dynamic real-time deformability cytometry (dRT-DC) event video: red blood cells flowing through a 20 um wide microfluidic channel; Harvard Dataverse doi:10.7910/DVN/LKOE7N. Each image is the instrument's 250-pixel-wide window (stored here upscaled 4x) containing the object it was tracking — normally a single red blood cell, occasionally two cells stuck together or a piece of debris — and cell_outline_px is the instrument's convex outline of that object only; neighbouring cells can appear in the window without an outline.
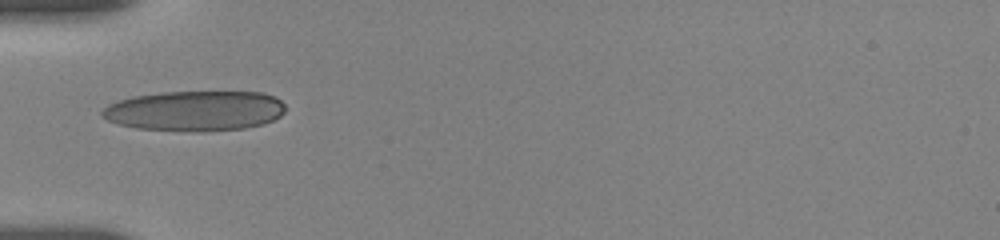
{"species": "human", "species_latin": "Homo sapiens", "temperature_condition": "room temperature", "stored_images_in_passage": 2, "camera_frame_rate_fps": 3000, "um_per_image_px": 0.085, "donor": {"sex": "female"}, "frame": {"image": 1, "passage_image": 1, "time_ms": 0.0, "image_size_px": [1000, 240], "cell_outline_px": [[284, 112], [280, 116], [264, 124], [244, 128], [196, 132], [192, 132], [136, 128], [120, 124], [108, 120], [100, 116], [100, 112], [108, 104], [132, 96], [164, 92], [264, 92], [276, 96], [284, 104]], "centroid_in_image_um": [16.57, 9.42], "position_along_channel_um": 68.4, "area_um2": 43.12}}